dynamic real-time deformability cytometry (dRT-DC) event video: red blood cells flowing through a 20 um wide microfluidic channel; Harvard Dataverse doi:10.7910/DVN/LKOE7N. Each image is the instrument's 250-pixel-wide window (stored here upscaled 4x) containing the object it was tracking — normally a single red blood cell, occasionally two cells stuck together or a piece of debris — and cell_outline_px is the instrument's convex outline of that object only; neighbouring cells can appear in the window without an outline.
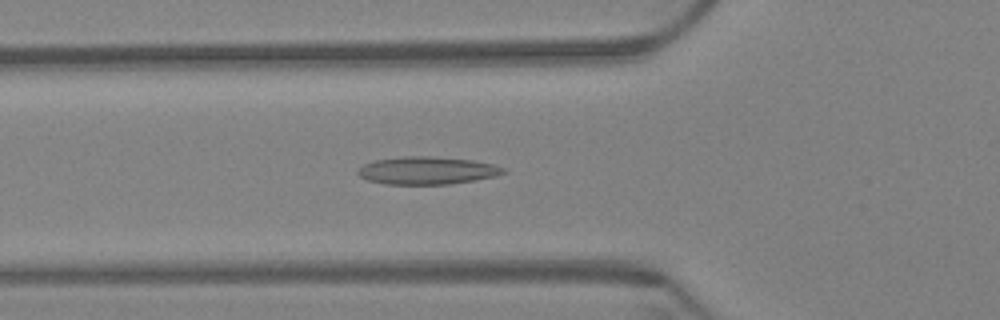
{"species": "Egyptian fruit bat (a non-hibernating species)", "species_latin": "Rousettus aegyptiacus", "temperature_condition": "warm", "stored_images_in_passage": 62, "camera_frame_rate_fps": 3000, "um_per_image_px": 0.085, "animal": {"sex": "female"}, "frame": {"image": 1, "passage_image": 22, "time_ms": 7.0, "image_size_px": [1000, 320], "cell_outline_px": [[508, 172], [496, 176], [448, 184], [384, 184], [368, 180], [360, 176], [356, 172], [364, 164], [376, 160], [404, 156], [428, 156], [472, 160], [492, 164], [504, 168]], "centroid_in_image_um": [36.3, 14.49], "position_along_channel_um": 89.5, "area_um2": 23.24}}
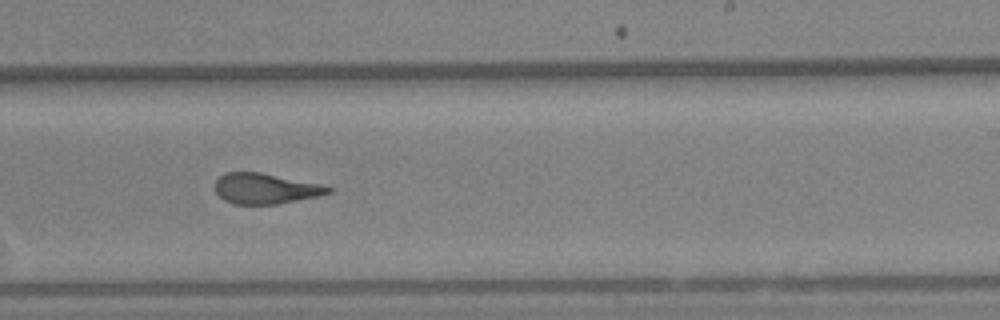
{"frame": {"image": 2, "passage_image": 38, "time_ms": 12.333, "image_size_px": [1000, 320], "cell_outline_px": [[332, 192], [320, 196], [276, 204], [232, 204], [224, 200], [216, 192], [216, 180], [224, 172], [260, 172], [320, 184], [332, 188]], "centroid_in_image_um": [22.56, 16.03], "position_along_channel_um": 266.4, "area_um2": 20.06}}
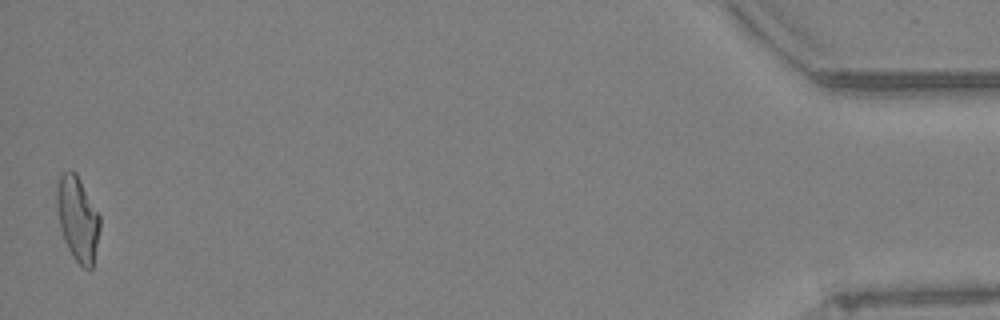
{"frame": {"image": 3, "passage_image": 61, "time_ms": 20.0, "image_size_px": [1000, 320], "cell_outline_px": [[100, 228], [92, 268], [88, 272], [72, 256], [64, 240], [60, 228], [56, 204], [56, 184], [60, 176], [64, 172], [72, 168], [76, 172], [100, 216]], "centroid_in_image_um": [6.59, 18.57], "position_along_channel_um": 428.6, "area_um2": 21.39}, "authors_computed_cell_mechanics": {"area_um2": 21.5594, "velocity_mm_per_s": 3.3247, "shape_relaxation_time_tau1_ms": null, "shape_relaxation_time_tau2_ms": 1.1571, "deformation_change_tau1": null, "deformation_change_tau2": 0.1041}}